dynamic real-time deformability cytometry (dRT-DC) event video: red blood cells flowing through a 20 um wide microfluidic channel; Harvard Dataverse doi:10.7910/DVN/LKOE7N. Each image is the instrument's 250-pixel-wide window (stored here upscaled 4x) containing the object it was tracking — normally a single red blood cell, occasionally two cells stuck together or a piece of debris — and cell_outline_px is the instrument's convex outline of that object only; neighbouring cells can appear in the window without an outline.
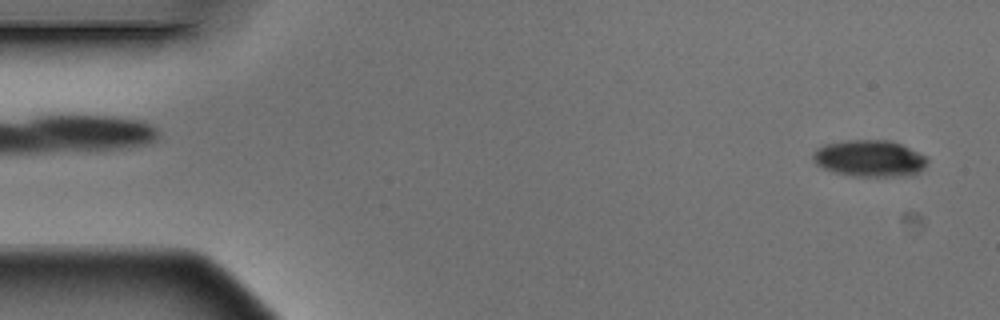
{"species": "Egyptian fruit bat (a non-hibernating species)", "species_latin": "Rousettus aegyptiacus", "temperature_condition": "warm", "stored_images_in_passage": 14, "camera_frame_rate_fps": 3000, "um_per_image_px": 0.085, "animal": {"sex": "male"}, "frame": {"image": 1, "passage_image": 1, "time_ms": 0.0, "image_size_px": [1000, 320], "cell_outline_px": [[928, 160], [924, 168], [920, 172], [908, 176], [852, 176], [836, 172], [824, 168], [816, 164], [812, 156], [812, 152], [816, 148], [824, 144], [848, 140], [892, 140], [928, 156]], "centroid_in_image_um": [73.94, 13.46], "position_along_channel_um": 11.1, "area_um2": 24.62}}
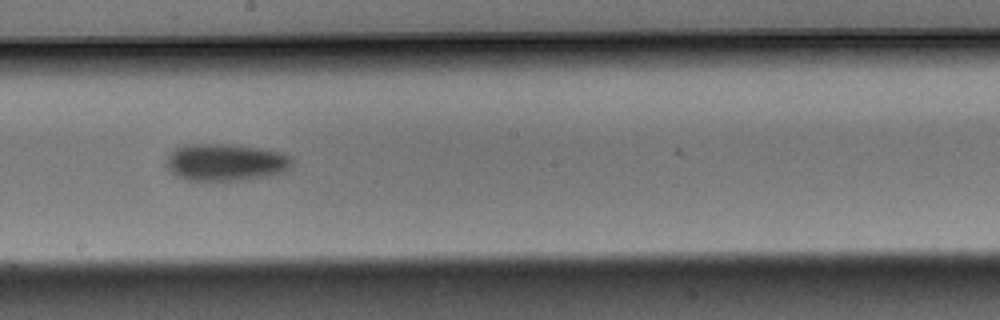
{"frame": {"image": 2, "passage_image": 8, "time_ms": 2.333, "image_size_px": [1000, 320], "cell_outline_px": [[292, 168], [288, 172], [272, 176], [252, 180], [184, 180], [176, 176], [164, 164], [164, 160], [176, 148], [188, 144], [224, 144], [256, 148], [280, 152], [288, 156], [292, 160]], "centroid_in_image_um": [19.2, 13.82], "position_along_channel_um": 229.0, "area_um2": 27.51}}
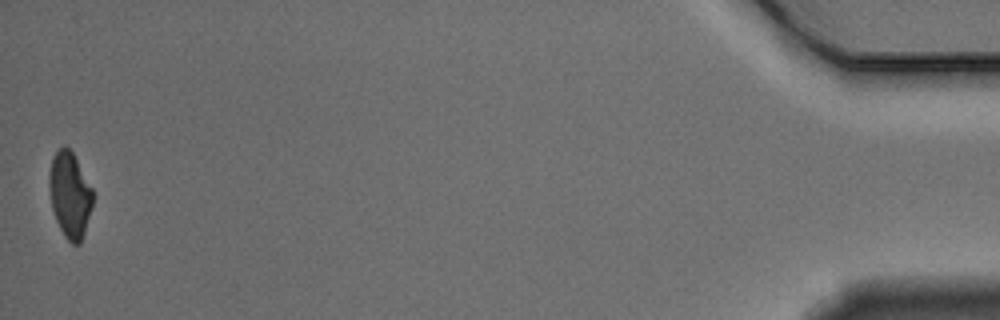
{"frame": {"image": 3, "passage_image": 14, "time_ms": 4.333, "image_size_px": [1000, 320], "cell_outline_px": [[96, 196], [80, 244], [72, 244], [64, 236], [56, 220], [52, 208], [48, 184], [48, 176], [52, 156], [64, 144], [72, 152], [92, 188]], "centroid_in_image_um": [5.94, 16.56], "position_along_channel_um": 429.3, "area_um2": 21.96}}